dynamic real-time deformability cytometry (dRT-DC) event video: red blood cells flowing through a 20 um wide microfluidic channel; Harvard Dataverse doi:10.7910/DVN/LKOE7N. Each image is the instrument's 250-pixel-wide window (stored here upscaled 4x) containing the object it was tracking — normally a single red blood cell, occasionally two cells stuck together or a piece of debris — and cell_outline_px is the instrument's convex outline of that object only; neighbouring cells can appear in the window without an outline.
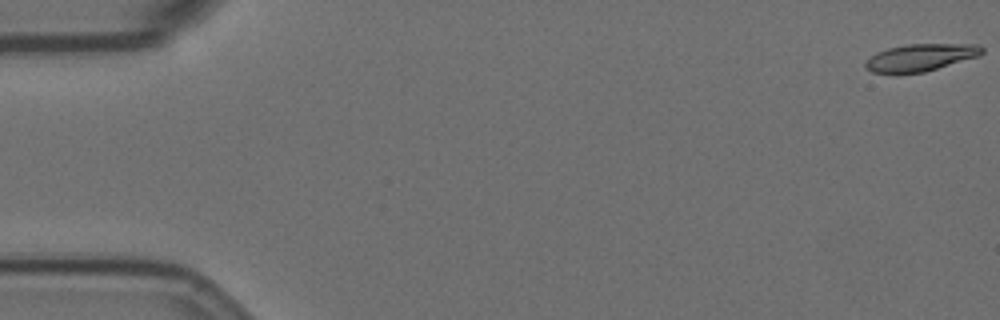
{"species": "Egyptian fruit bat (a non-hibernating species)", "species_latin": "Rousettus aegyptiacus", "temperature_condition": "room temperature", "stored_images_in_passage": 58, "camera_frame_rate_fps": 3000, "um_per_image_px": 0.085, "animal": {"sex": "female"}, "frame": {"image": 1, "passage_image": 1, "time_ms": 0.0, "image_size_px": [1000, 320], "cell_outline_px": [[984, 52], [980, 56], [924, 72], [896, 76], [872, 72], [864, 68], [864, 60], [876, 52], [888, 48], [908, 44], [980, 44], [984, 48]], "centroid_in_image_um": [78.19, 4.92], "position_along_channel_um": 6.8, "area_um2": 19.25}}
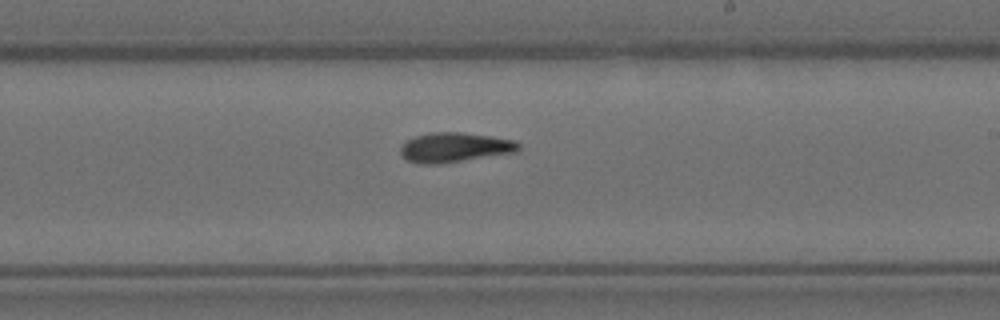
{"frame": {"image": 2, "passage_image": 34, "time_ms": 11.0, "image_size_px": [1000, 320], "cell_outline_px": [[520, 148], [516, 152], [436, 164], [420, 164], [408, 160], [400, 152], [400, 148], [408, 140], [416, 136], [432, 132], [460, 132], [492, 136], [516, 140], [520, 144]], "centroid_in_image_um": [38.68, 12.52], "position_along_channel_um": 250.3, "area_um2": 20.17}}
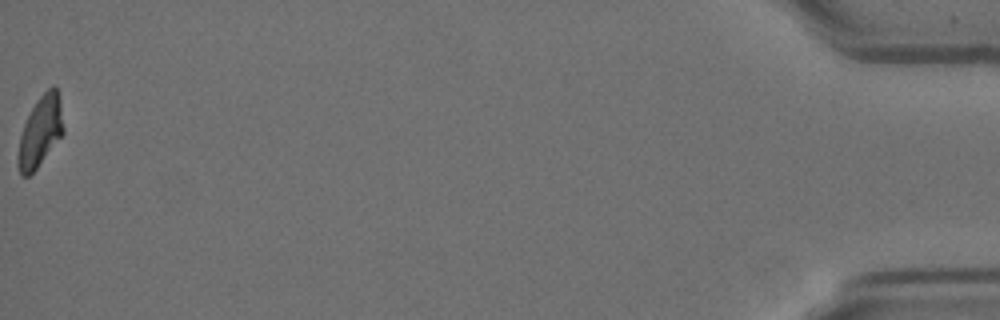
{"frame": {"image": 3, "passage_image": 58, "time_ms": 19.0, "image_size_px": [1000, 320], "cell_outline_px": [[64, 132], [36, 168], [28, 176], [20, 176], [16, 164], [16, 160], [20, 136], [24, 124], [36, 100], [52, 84], [56, 88], [60, 100], [64, 128]], "centroid_in_image_um": [3.4, 11.18], "position_along_channel_um": 431.8, "area_um2": 18.5}, "authors_computed_cell_mechanics": {"area_um2": 19.5653, "velocity_mm_per_s": 3.5467, "shape_relaxation_time_tau1_ms": 10.8179, "shape_relaxation_time_tau2_ms": null, "deformation_change_tau1": 0.2656, "deformation_change_tau2": null}}